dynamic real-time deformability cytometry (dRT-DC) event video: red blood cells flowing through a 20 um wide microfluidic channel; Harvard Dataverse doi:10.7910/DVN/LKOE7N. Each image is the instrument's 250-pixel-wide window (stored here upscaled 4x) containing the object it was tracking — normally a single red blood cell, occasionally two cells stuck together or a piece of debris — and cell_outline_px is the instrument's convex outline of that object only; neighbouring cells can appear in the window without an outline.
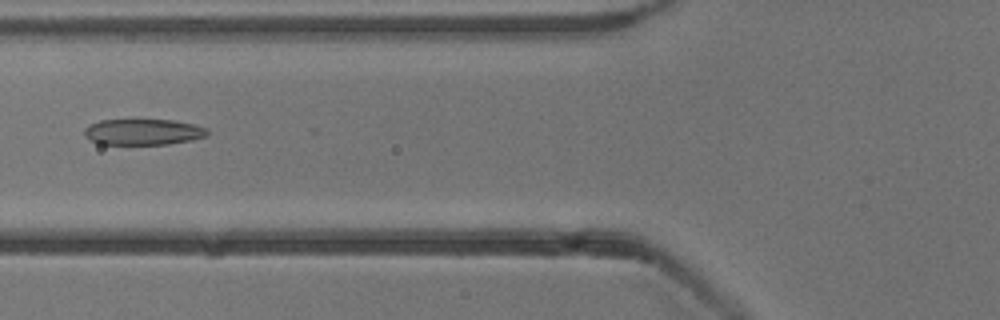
{"species": "common noctule bat (a hibernating species)", "species_latin": "Nyctalus noctula", "temperature_condition": "cold", "stored_images_in_passage": 6, "camera_frame_rate_fps": 3000, "um_per_image_px": 0.085, "animal": {"sex": "male", "body_mass_g": 13.3}, "frame": {"image": 1, "passage_image": 5, "time_ms": 6.0, "image_size_px": [1000, 320], "cell_outline_px": [[208, 136], [192, 140], [168, 144], [100, 144], [84, 136], [84, 128], [100, 120], [172, 120], [192, 124], [208, 128]], "centroid_in_image_um": [12.19, 11.22], "position_along_channel_um": 113.6, "area_um2": 18.55}}
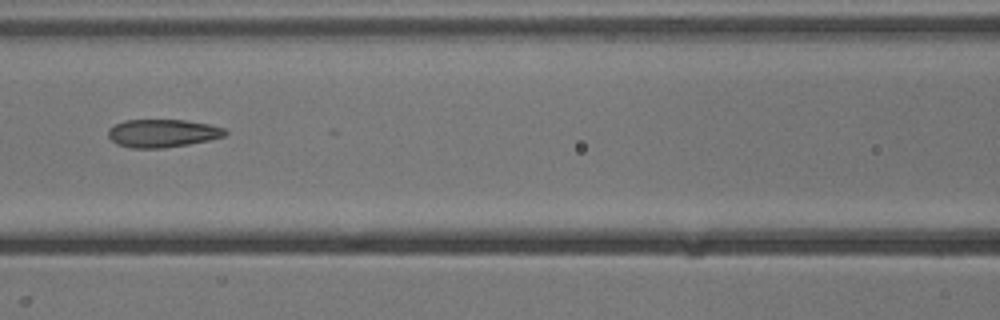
{"frame": {"image": 2, "passage_image": 6, "time_ms": 7.0, "image_size_px": [1000, 320], "cell_outline_px": [[228, 132], [224, 136], [208, 140], [188, 144], [160, 148], [132, 148], [116, 144], [108, 136], [108, 128], [124, 120], [184, 120], [208, 124], [224, 128]], "centroid_in_image_um": [13.78, 11.32], "position_along_channel_um": 152.8, "area_um2": 18.96}}